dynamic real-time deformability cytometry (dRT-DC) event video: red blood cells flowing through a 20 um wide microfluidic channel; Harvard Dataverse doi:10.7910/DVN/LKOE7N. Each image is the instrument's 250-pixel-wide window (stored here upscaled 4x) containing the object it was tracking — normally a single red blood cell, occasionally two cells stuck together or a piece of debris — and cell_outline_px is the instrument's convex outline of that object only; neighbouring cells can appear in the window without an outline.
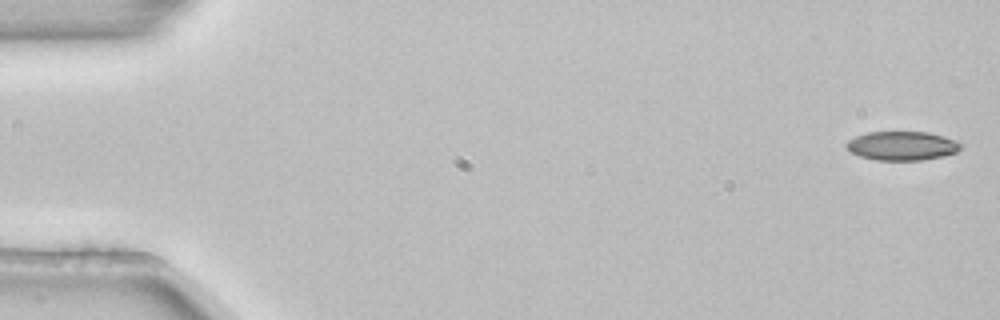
{"species": "common noctule bat (a hibernating species)", "species_latin": "Nyctalus noctula", "temperature_condition": "room temperature", "stored_images_in_passage": 6, "camera_frame_rate_fps": 3000, "um_per_image_px": 0.085, "animal": {"sex": "female", "body_mass_g": 22.7, "forearm_length_mm": 54.2}, "frame": {"image": 1, "passage_image": 1, "time_ms": 0.0, "image_size_px": [1000, 320], "cell_outline_px": [[964, 144], [956, 152], [944, 156], [924, 160], [876, 160], [860, 156], [848, 152], [844, 144], [848, 140], [856, 136], [868, 132], [928, 132], [944, 136], [956, 140]], "centroid_in_image_um": [76.67, 12.39], "position_along_channel_um": 8.3, "area_um2": 19.54}}
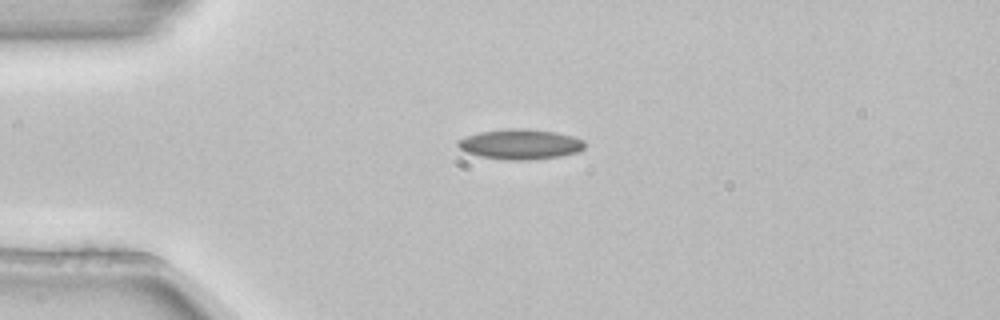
{"frame": {"image": 2, "passage_image": 4, "time_ms": 1.0, "image_size_px": [1000, 320], "cell_outline_px": [[584, 148], [580, 152], [560, 156], [528, 160], [504, 160], [480, 156], [464, 152], [456, 144], [456, 140], [464, 136], [480, 132], [508, 128], [524, 128], [556, 132], [572, 136], [584, 140]], "centroid_in_image_um": [44.2, 12.26], "position_along_channel_um": 40.8, "area_um2": 22.54}}